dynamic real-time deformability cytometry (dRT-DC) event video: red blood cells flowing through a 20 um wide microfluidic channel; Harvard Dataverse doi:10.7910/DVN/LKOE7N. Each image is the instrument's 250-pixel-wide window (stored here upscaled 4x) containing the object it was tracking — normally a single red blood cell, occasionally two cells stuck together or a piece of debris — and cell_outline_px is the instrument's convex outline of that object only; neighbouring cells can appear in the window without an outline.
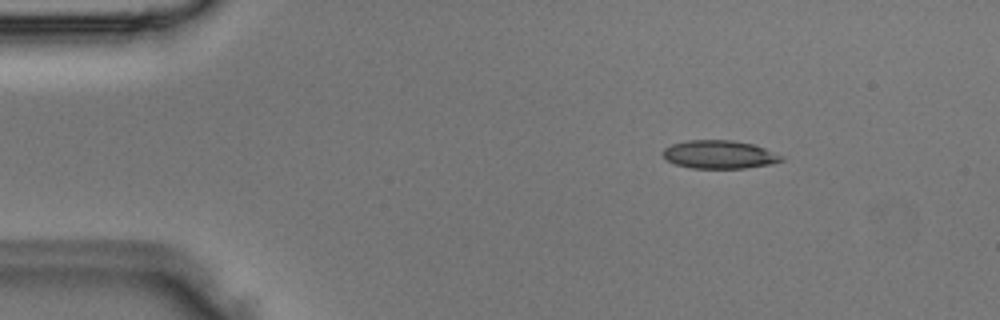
{"species": "Egyptian fruit bat (a non-hibernating species)", "species_latin": "Rousettus aegyptiacus", "temperature_condition": "room temperature", "stored_images_in_passage": 4, "camera_frame_rate_fps": 3000, "um_per_image_px": 0.085, "animal": {"sex": "male"}, "frame": {"image": 1, "passage_image": 2, "time_ms": 0.333, "image_size_px": [1000, 320], "cell_outline_px": [[784, 160], [772, 164], [744, 168], [692, 168], [676, 164], [668, 160], [660, 152], [664, 148], [672, 144], [688, 140], [732, 140], [752, 144], [764, 148], [784, 156]], "centroid_in_image_um": [61.15, 13.13], "position_along_channel_um": 23.8, "area_um2": 19.48}}